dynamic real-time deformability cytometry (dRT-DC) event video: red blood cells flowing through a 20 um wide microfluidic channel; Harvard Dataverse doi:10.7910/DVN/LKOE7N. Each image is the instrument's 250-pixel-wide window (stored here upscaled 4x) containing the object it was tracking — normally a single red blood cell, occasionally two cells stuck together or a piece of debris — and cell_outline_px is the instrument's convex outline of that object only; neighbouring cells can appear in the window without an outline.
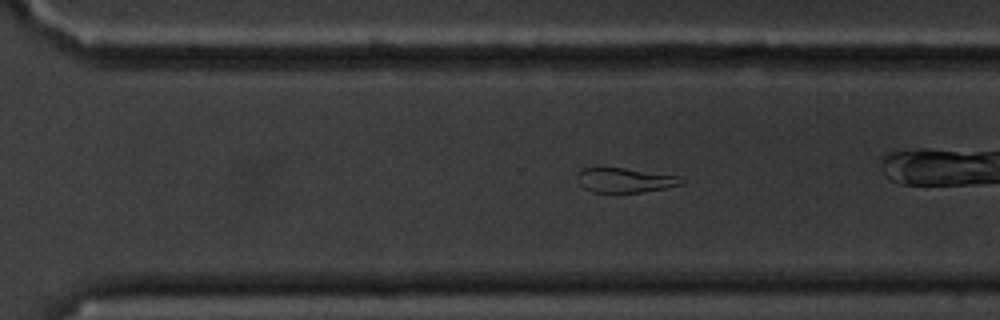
{"species": "common noctule bat (a hibernating species)", "species_latin": "Nyctalus noctula", "temperature_condition": "cold", "stored_images_in_passage": 47, "camera_frame_rate_fps": 3000, "um_per_image_px": 0.085, "animal": {"sex": "male", "body_mass_g": 20.1, "forearm_length_mm": 53.5}, "frame": {"image": 1, "passage_image": 27, "time_ms": 8.667, "image_size_px": [1000, 320], "cell_outline_px": [[684, 184], [664, 188], [640, 192], [592, 192], [584, 188], [580, 184], [576, 176], [584, 168], [624, 168], [676, 176], [684, 180]], "centroid_in_image_um": [53.1, 15.32], "position_along_channel_um": 317.5, "area_um2": 14.57}}